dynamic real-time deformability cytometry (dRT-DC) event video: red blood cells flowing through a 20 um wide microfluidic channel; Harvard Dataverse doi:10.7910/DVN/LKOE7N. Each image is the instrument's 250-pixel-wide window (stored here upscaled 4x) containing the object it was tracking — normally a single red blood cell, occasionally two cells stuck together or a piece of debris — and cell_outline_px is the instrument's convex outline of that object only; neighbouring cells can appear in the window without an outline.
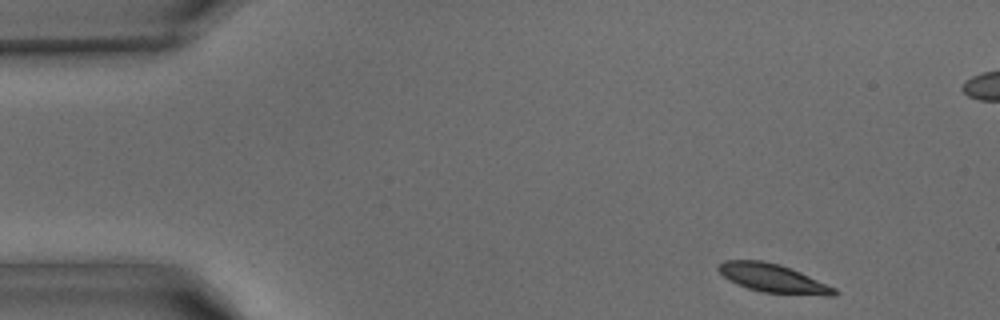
{"species": "common noctule bat (a hibernating species)", "species_latin": "Nyctalus noctula", "temperature_condition": "warm", "stored_images_in_passage": 40, "camera_frame_rate_fps": 3000, "um_per_image_px": 0.085, "animal": {"sex": "male", "body_mass_g": 15.6}, "frame": {"image": 1, "passage_image": 1, "time_ms": 0.0, "image_size_px": [1000, 320], "cell_outline_px": [[840, 292], [836, 296], [828, 296], [764, 292], [748, 288], [728, 280], [716, 268], [724, 260], [764, 260], [780, 264], [800, 272], [836, 288]], "centroid_in_image_um": [65.74, 23.65], "position_along_channel_um": 19.3, "area_um2": 19.25}}
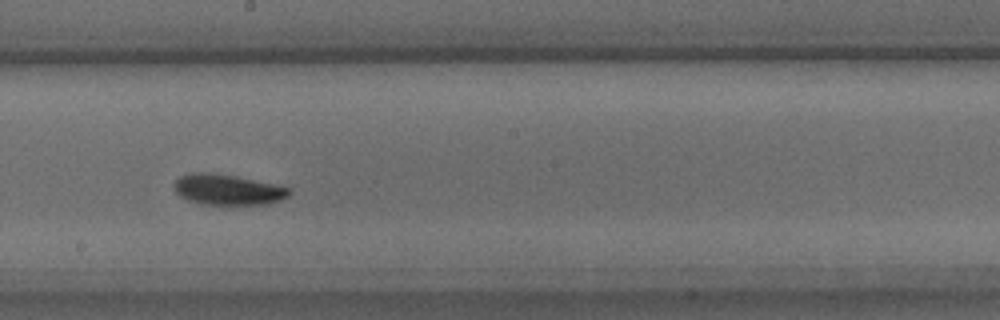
{"frame": {"image": 2, "passage_image": 20, "time_ms": 6.333, "image_size_px": [1000, 320], "cell_outline_px": [[292, 192], [288, 196], [280, 200], [268, 204], [204, 204], [188, 200], [180, 196], [176, 192], [176, 180], [180, 176], [192, 172], [208, 172], [236, 176], [292, 188]], "centroid_in_image_um": [19.39, 16.11], "position_along_channel_um": 228.8, "area_um2": 20.35}}
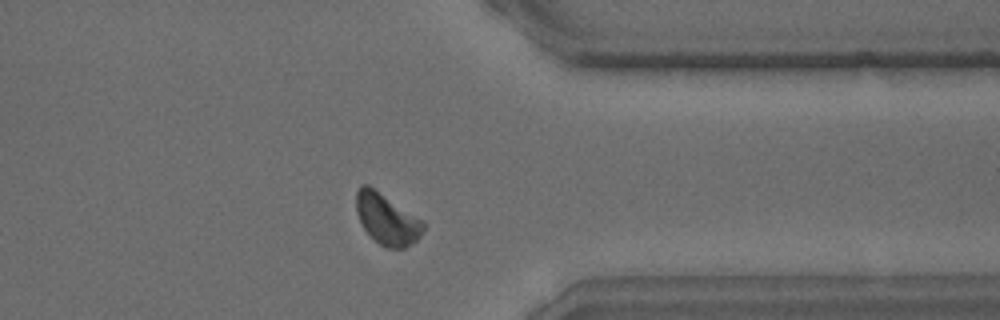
{"frame": {"image": 3, "passage_image": 30, "time_ms": 9.667, "image_size_px": [1000, 320], "cell_outline_px": [[424, 228], [420, 236], [412, 244], [404, 248], [384, 248], [364, 228], [356, 212], [356, 192], [360, 184], [368, 184], [424, 220]], "centroid_in_image_um": [32.89, 18.6], "position_along_channel_um": 378.5, "area_um2": 19.94}}